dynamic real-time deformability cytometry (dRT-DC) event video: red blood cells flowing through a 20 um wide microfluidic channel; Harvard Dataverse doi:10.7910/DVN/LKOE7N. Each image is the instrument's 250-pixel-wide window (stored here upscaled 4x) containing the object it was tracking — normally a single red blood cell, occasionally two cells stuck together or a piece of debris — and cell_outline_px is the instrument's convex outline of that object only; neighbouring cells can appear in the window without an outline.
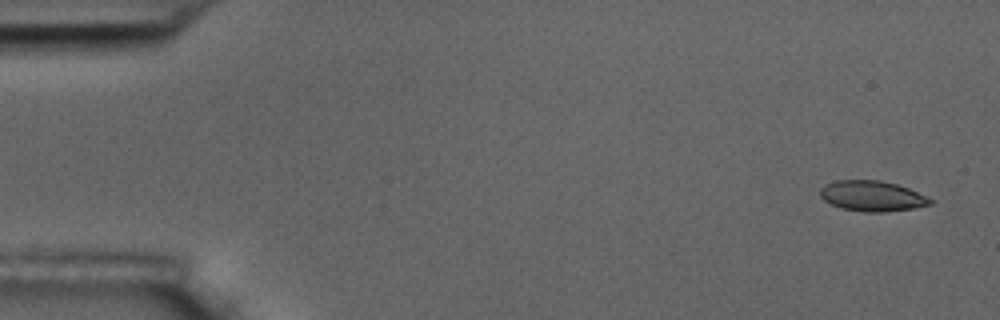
{"species": "common noctule bat (a hibernating species)", "species_latin": "Nyctalus noctula", "temperature_condition": "room temperature", "stored_images_in_passage": 5, "camera_frame_rate_fps": 3000, "um_per_image_px": 0.085, "animal": {"sex": "male", "body_mass_g": 17.5, "forearm_length_mm": 52.3}, "frame": {"image": 1, "passage_image": 1, "time_ms": 0.0, "image_size_px": [1000, 320], "cell_outline_px": [[932, 204], [916, 208], [884, 212], [864, 212], [840, 208], [824, 200], [820, 196], [820, 188], [824, 184], [836, 180], [880, 180], [896, 184], [908, 188], [932, 200]], "centroid_in_image_um": [74.09, 16.66], "position_along_channel_um": 10.9, "area_um2": 19.54}}
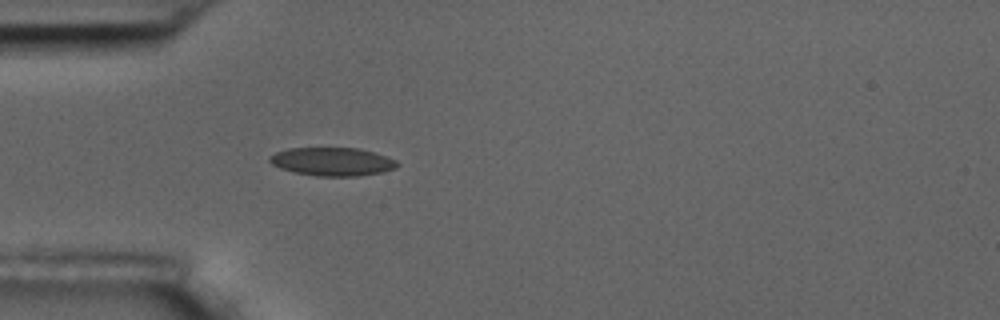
{"frame": {"image": 2, "passage_image": 5, "time_ms": 4.667, "image_size_px": [1000, 320], "cell_outline_px": [[400, 164], [396, 168], [380, 172], [356, 176], [316, 176], [296, 172], [280, 168], [272, 164], [268, 160], [268, 156], [276, 152], [288, 148], [360, 148], [376, 152], [388, 156], [396, 160]], "centroid_in_image_um": [28.27, 13.73], "position_along_channel_um": 56.7, "area_um2": 21.15}}